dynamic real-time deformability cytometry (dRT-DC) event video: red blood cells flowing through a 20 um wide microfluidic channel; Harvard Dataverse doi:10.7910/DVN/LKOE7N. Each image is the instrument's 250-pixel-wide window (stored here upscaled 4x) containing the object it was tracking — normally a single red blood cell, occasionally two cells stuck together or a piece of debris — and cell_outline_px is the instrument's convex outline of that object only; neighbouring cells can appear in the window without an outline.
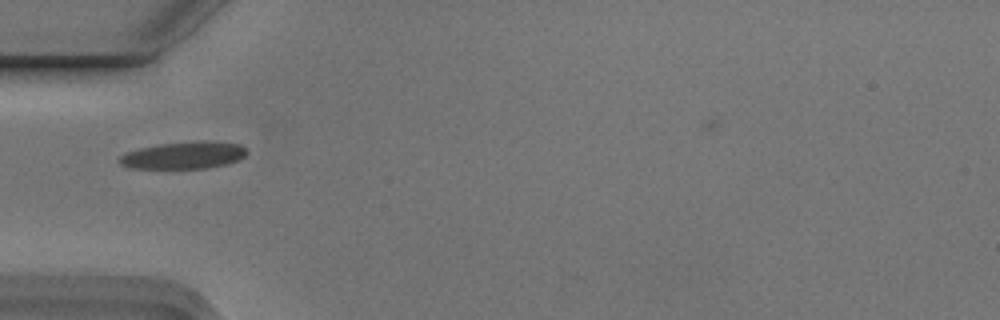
{"species": "Egyptian fruit bat (a non-hibernating species)", "species_latin": "Rousettus aegyptiacus", "temperature_condition": "cold", "stored_images_in_passage": 3, "camera_frame_rate_fps": 3000, "um_per_image_px": 0.085, "animal": {"sex": "male"}, "frame": {"image": 1, "passage_image": 1, "time_ms": 0.0, "image_size_px": [1000, 320], "cell_outline_px": [[248, 152], [240, 160], [228, 164], [208, 168], [132, 168], [120, 164], [120, 156], [128, 152], [140, 148], [160, 144], [204, 140], [212, 140], [240, 144], [248, 148]], "centroid_in_image_um": [15.72, 13.19], "position_along_channel_um": 69.3, "area_um2": 20.29}}
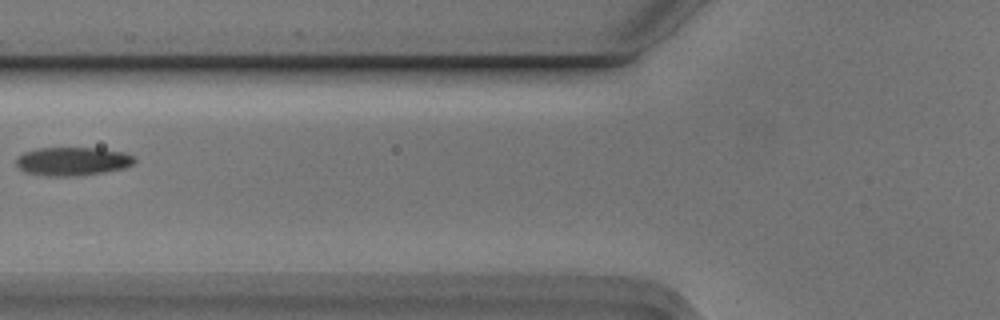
{"frame": {"image": 2, "passage_image": 2, "time_ms": 0.333, "image_size_px": [1000, 320], "cell_outline_px": [[136, 160], [132, 164], [124, 168], [104, 172], [80, 176], [44, 176], [24, 172], [16, 164], [16, 160], [24, 152], [36, 148], [100, 148], [124, 152], [132, 156]], "centroid_in_image_um": [6.16, 13.72], "position_along_channel_um": 119.6, "area_um2": 19.71}}
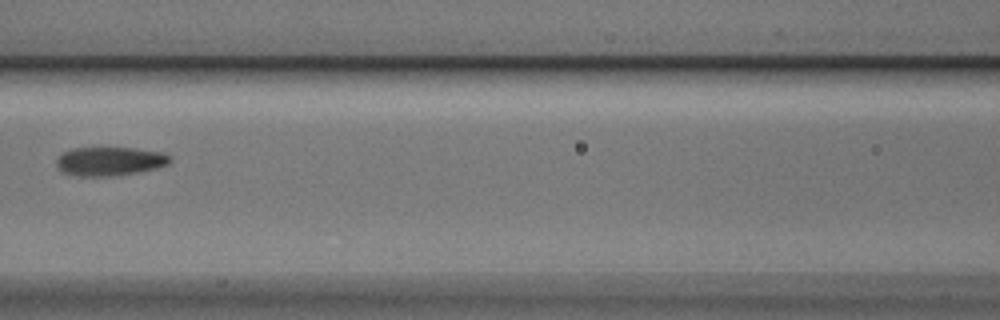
{"frame": {"image": 3, "passage_image": 3, "time_ms": 0.667, "image_size_px": [1000, 320], "cell_outline_px": [[172, 160], [168, 164], [136, 172], [108, 176], [80, 176], [64, 172], [56, 164], [56, 160], [64, 152], [72, 148], [136, 148], [160, 152], [168, 156]], "centroid_in_image_um": [9.31, 13.69], "position_along_channel_um": 157.3, "area_um2": 18.55}}